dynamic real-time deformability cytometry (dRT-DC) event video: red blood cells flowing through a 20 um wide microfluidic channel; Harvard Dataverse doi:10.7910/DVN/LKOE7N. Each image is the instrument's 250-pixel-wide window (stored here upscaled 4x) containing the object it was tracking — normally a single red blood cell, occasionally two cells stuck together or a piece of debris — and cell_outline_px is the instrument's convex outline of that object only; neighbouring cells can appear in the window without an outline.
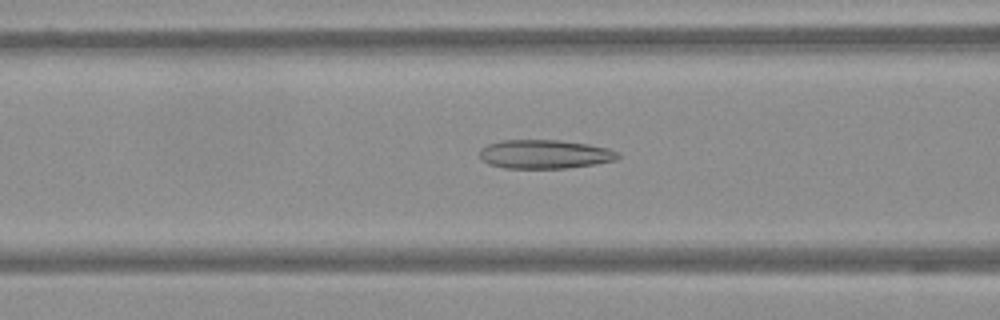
{"species": "Egyptian fruit bat (a non-hibernating species)", "species_latin": "Rousettus aegyptiacus", "temperature_condition": "warm", "stored_images_in_passage": 48, "camera_frame_rate_fps": 3000, "um_per_image_px": 0.085, "frame": {"image": 1, "passage_image": 25, "time_ms": 8.0, "image_size_px": [1000, 320], "cell_outline_px": [[620, 156], [616, 160], [596, 164], [568, 168], [504, 168], [488, 164], [480, 156], [480, 148], [488, 144], [500, 140], [560, 140], [588, 144], [608, 148], [620, 152]], "centroid_in_image_um": [46.33, 13.1], "position_along_channel_um": 120.3, "area_um2": 23.41}}
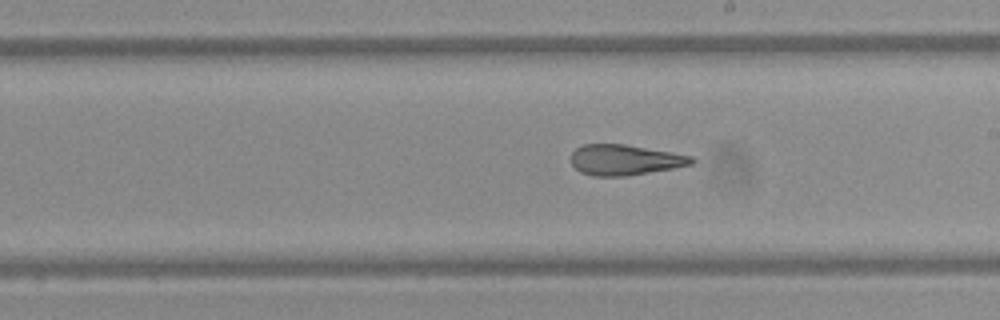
{"frame": {"image": 2, "passage_image": 35, "time_ms": 11.333, "image_size_px": [1000, 320], "cell_outline_px": [[696, 160], [692, 164], [672, 168], [624, 176], [592, 176], [580, 172], [572, 164], [572, 152], [576, 148], [584, 144], [624, 144], [692, 156]], "centroid_in_image_um": [53.08, 13.59], "position_along_channel_um": 235.9, "area_um2": 21.15}}
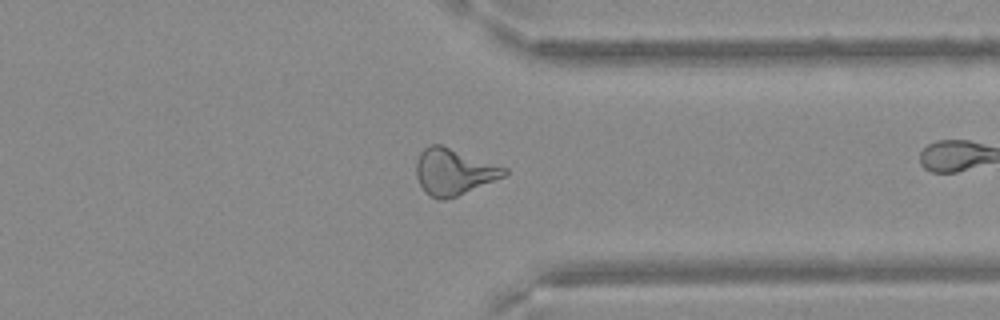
{"frame": {"image": 3, "passage_image": 47, "time_ms": 15.333, "image_size_px": [1000, 320], "cell_outline_px": [[508, 172], [504, 176], [456, 196], [444, 200], [436, 200], [424, 192], [416, 176], [416, 160], [420, 152], [428, 144], [440, 144], [508, 168]], "centroid_in_image_um": [38.52, 14.59], "position_along_channel_um": 372.9, "area_um2": 23.7}}